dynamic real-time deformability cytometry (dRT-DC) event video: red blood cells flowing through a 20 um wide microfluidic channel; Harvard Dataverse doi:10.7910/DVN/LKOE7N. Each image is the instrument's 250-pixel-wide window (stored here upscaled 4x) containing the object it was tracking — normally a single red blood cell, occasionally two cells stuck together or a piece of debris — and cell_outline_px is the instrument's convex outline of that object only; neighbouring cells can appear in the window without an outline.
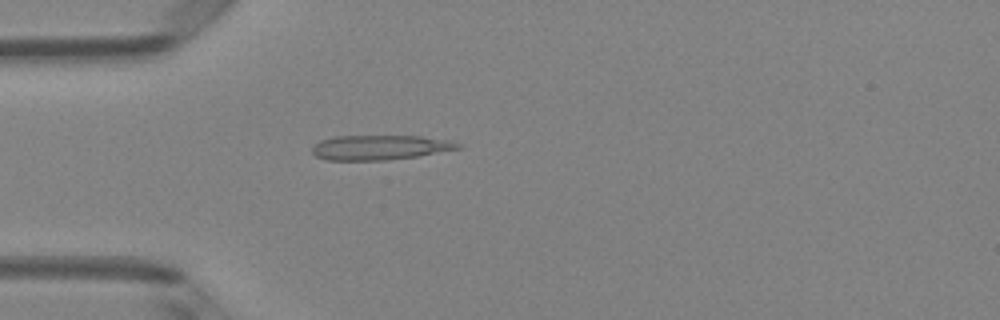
{"species": "Egyptian fruit bat (a non-hibernating species)", "species_latin": "Rousettus aegyptiacus", "temperature_condition": "room temperature", "stored_images_in_passage": 49, "camera_frame_rate_fps": 3000, "um_per_image_px": 0.085, "animal": {"sex": "female"}, "frame": {"image": 1, "passage_image": 14, "time_ms": 4.333, "image_size_px": [1000, 320], "cell_outline_px": [[464, 148], [416, 156], [388, 160], [328, 160], [316, 156], [312, 152], [312, 148], [320, 140], [336, 136], [420, 136], [452, 140], [460, 144]], "centroid_in_image_um": [32.33, 12.53], "position_along_channel_um": 52.7, "area_um2": 21.04}}
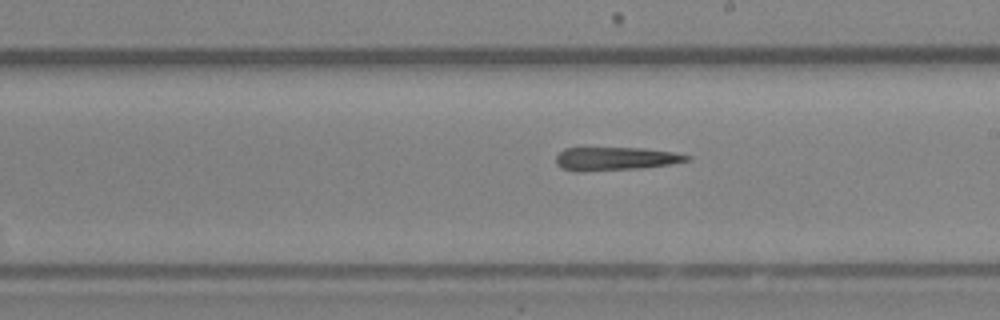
{"frame": {"image": 2, "passage_image": 28, "time_ms": 9.0, "image_size_px": [1000, 320], "cell_outline_px": [[692, 160], [672, 164], [640, 168], [584, 172], [572, 172], [560, 168], [556, 164], [556, 156], [564, 148], [644, 148], [672, 152], [692, 156]], "centroid_in_image_um": [52.29, 13.51], "position_along_channel_um": 236.7, "area_um2": 18.09}}
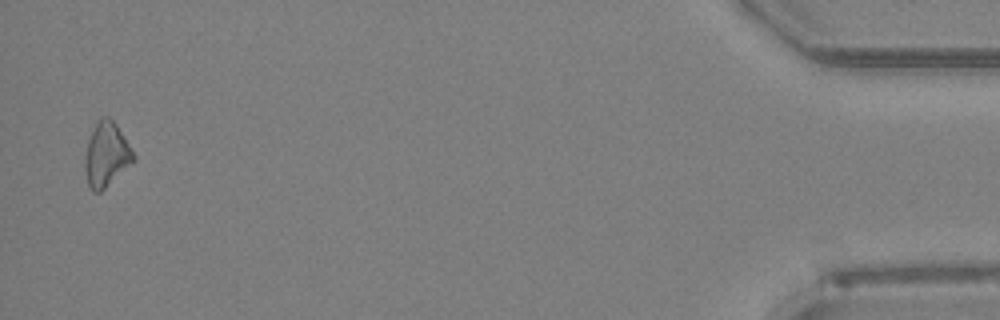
{"frame": {"image": 3, "passage_image": 48, "time_ms": 15.667, "image_size_px": [1000, 320], "cell_outline_px": [[136, 160], [100, 192], [92, 192], [88, 184], [84, 168], [84, 156], [88, 140], [100, 116], [108, 116], [116, 124], [136, 156]], "centroid_in_image_um": [9.03, 13.15], "position_along_channel_um": 426.2, "area_um2": 18.15}}